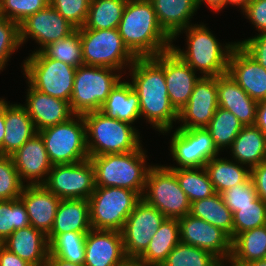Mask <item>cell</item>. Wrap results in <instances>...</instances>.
I'll return each mask as SVG.
<instances>
[{"instance_id": "f1b7e54d", "label": "cell", "mask_w": 266, "mask_h": 266, "mask_svg": "<svg viewBox=\"0 0 266 266\" xmlns=\"http://www.w3.org/2000/svg\"><path fill=\"white\" fill-rule=\"evenodd\" d=\"M233 160L249 169L266 159V136L256 126H243L229 148Z\"/></svg>"}, {"instance_id": "ffe728a7", "label": "cell", "mask_w": 266, "mask_h": 266, "mask_svg": "<svg viewBox=\"0 0 266 266\" xmlns=\"http://www.w3.org/2000/svg\"><path fill=\"white\" fill-rule=\"evenodd\" d=\"M227 73L252 99H266V69L238 44L231 51Z\"/></svg>"}, {"instance_id": "8992f818", "label": "cell", "mask_w": 266, "mask_h": 266, "mask_svg": "<svg viewBox=\"0 0 266 266\" xmlns=\"http://www.w3.org/2000/svg\"><path fill=\"white\" fill-rule=\"evenodd\" d=\"M114 68L81 65L77 67L70 108L74 114L83 115L100 111L111 90L123 78Z\"/></svg>"}, {"instance_id": "cb8c5ba5", "label": "cell", "mask_w": 266, "mask_h": 266, "mask_svg": "<svg viewBox=\"0 0 266 266\" xmlns=\"http://www.w3.org/2000/svg\"><path fill=\"white\" fill-rule=\"evenodd\" d=\"M219 107L233 113L243 126L255 125L258 101L252 99L228 73L217 77Z\"/></svg>"}, {"instance_id": "ab89813d", "label": "cell", "mask_w": 266, "mask_h": 266, "mask_svg": "<svg viewBox=\"0 0 266 266\" xmlns=\"http://www.w3.org/2000/svg\"><path fill=\"white\" fill-rule=\"evenodd\" d=\"M41 52L47 57L56 59L73 67L83 65L82 46L79 29L69 36L52 42L44 47Z\"/></svg>"}, {"instance_id": "d590c367", "label": "cell", "mask_w": 266, "mask_h": 266, "mask_svg": "<svg viewBox=\"0 0 266 266\" xmlns=\"http://www.w3.org/2000/svg\"><path fill=\"white\" fill-rule=\"evenodd\" d=\"M170 169L175 172L181 189L186 193L191 203L216 194L205 167Z\"/></svg>"}, {"instance_id": "d4e9b609", "label": "cell", "mask_w": 266, "mask_h": 266, "mask_svg": "<svg viewBox=\"0 0 266 266\" xmlns=\"http://www.w3.org/2000/svg\"><path fill=\"white\" fill-rule=\"evenodd\" d=\"M2 245L32 266L46 264L49 255L47 235L31 225L15 230Z\"/></svg>"}, {"instance_id": "3957f363", "label": "cell", "mask_w": 266, "mask_h": 266, "mask_svg": "<svg viewBox=\"0 0 266 266\" xmlns=\"http://www.w3.org/2000/svg\"><path fill=\"white\" fill-rule=\"evenodd\" d=\"M206 25L193 23L179 31L172 40L175 41L177 36L184 33L187 36V48L182 50L172 43L171 49L195 72L200 71L202 77H218L228 72L229 57L237 43L222 45Z\"/></svg>"}, {"instance_id": "603a6c76", "label": "cell", "mask_w": 266, "mask_h": 266, "mask_svg": "<svg viewBox=\"0 0 266 266\" xmlns=\"http://www.w3.org/2000/svg\"><path fill=\"white\" fill-rule=\"evenodd\" d=\"M19 198L26 206L30 225L43 231H51L61 199L43 185H25Z\"/></svg>"}, {"instance_id": "f907efd6", "label": "cell", "mask_w": 266, "mask_h": 266, "mask_svg": "<svg viewBox=\"0 0 266 266\" xmlns=\"http://www.w3.org/2000/svg\"><path fill=\"white\" fill-rule=\"evenodd\" d=\"M250 178L258 197L266 203V160L250 169Z\"/></svg>"}, {"instance_id": "9c48e42d", "label": "cell", "mask_w": 266, "mask_h": 266, "mask_svg": "<svg viewBox=\"0 0 266 266\" xmlns=\"http://www.w3.org/2000/svg\"><path fill=\"white\" fill-rule=\"evenodd\" d=\"M21 67L34 89L70 102L76 67L47 58L41 51L30 53Z\"/></svg>"}, {"instance_id": "681fc988", "label": "cell", "mask_w": 266, "mask_h": 266, "mask_svg": "<svg viewBox=\"0 0 266 266\" xmlns=\"http://www.w3.org/2000/svg\"><path fill=\"white\" fill-rule=\"evenodd\" d=\"M242 13L259 34L266 33V0H251Z\"/></svg>"}, {"instance_id": "2e32d148", "label": "cell", "mask_w": 266, "mask_h": 266, "mask_svg": "<svg viewBox=\"0 0 266 266\" xmlns=\"http://www.w3.org/2000/svg\"><path fill=\"white\" fill-rule=\"evenodd\" d=\"M75 30L72 24L49 5L29 16L19 25L20 44L22 47L28 38L33 39L40 47L32 53L39 52L48 44L69 36Z\"/></svg>"}, {"instance_id": "5bb4252c", "label": "cell", "mask_w": 266, "mask_h": 266, "mask_svg": "<svg viewBox=\"0 0 266 266\" xmlns=\"http://www.w3.org/2000/svg\"><path fill=\"white\" fill-rule=\"evenodd\" d=\"M166 217L143 199L135 206L121 231L128 259H137L148 247L152 236Z\"/></svg>"}, {"instance_id": "7c38bea8", "label": "cell", "mask_w": 266, "mask_h": 266, "mask_svg": "<svg viewBox=\"0 0 266 266\" xmlns=\"http://www.w3.org/2000/svg\"><path fill=\"white\" fill-rule=\"evenodd\" d=\"M61 200L89 199L95 190L94 168L90 159L51 167L42 184Z\"/></svg>"}, {"instance_id": "8fae6325", "label": "cell", "mask_w": 266, "mask_h": 266, "mask_svg": "<svg viewBox=\"0 0 266 266\" xmlns=\"http://www.w3.org/2000/svg\"><path fill=\"white\" fill-rule=\"evenodd\" d=\"M142 199L166 218L179 219L190 213L191 202L181 189L175 172L165 165H153L148 172Z\"/></svg>"}, {"instance_id": "7bdbcfd3", "label": "cell", "mask_w": 266, "mask_h": 266, "mask_svg": "<svg viewBox=\"0 0 266 266\" xmlns=\"http://www.w3.org/2000/svg\"><path fill=\"white\" fill-rule=\"evenodd\" d=\"M24 184L10 155H0V200L18 199Z\"/></svg>"}, {"instance_id": "680465c9", "label": "cell", "mask_w": 266, "mask_h": 266, "mask_svg": "<svg viewBox=\"0 0 266 266\" xmlns=\"http://www.w3.org/2000/svg\"><path fill=\"white\" fill-rule=\"evenodd\" d=\"M122 266H154V265H148V264H143L136 259H129L124 265Z\"/></svg>"}, {"instance_id": "11a10c76", "label": "cell", "mask_w": 266, "mask_h": 266, "mask_svg": "<svg viewBox=\"0 0 266 266\" xmlns=\"http://www.w3.org/2000/svg\"><path fill=\"white\" fill-rule=\"evenodd\" d=\"M5 136V99L0 97V155H2V144Z\"/></svg>"}, {"instance_id": "30bf717a", "label": "cell", "mask_w": 266, "mask_h": 266, "mask_svg": "<svg viewBox=\"0 0 266 266\" xmlns=\"http://www.w3.org/2000/svg\"><path fill=\"white\" fill-rule=\"evenodd\" d=\"M38 133L44 140L52 165L72 164L89 158L83 115L74 114L68 120Z\"/></svg>"}, {"instance_id": "f546056e", "label": "cell", "mask_w": 266, "mask_h": 266, "mask_svg": "<svg viewBox=\"0 0 266 266\" xmlns=\"http://www.w3.org/2000/svg\"><path fill=\"white\" fill-rule=\"evenodd\" d=\"M163 30L173 38L190 26L198 8L195 0H150Z\"/></svg>"}, {"instance_id": "e0dca14e", "label": "cell", "mask_w": 266, "mask_h": 266, "mask_svg": "<svg viewBox=\"0 0 266 266\" xmlns=\"http://www.w3.org/2000/svg\"><path fill=\"white\" fill-rule=\"evenodd\" d=\"M218 107L217 77L201 76L188 103L178 111L177 128H206Z\"/></svg>"}, {"instance_id": "f5cc1de1", "label": "cell", "mask_w": 266, "mask_h": 266, "mask_svg": "<svg viewBox=\"0 0 266 266\" xmlns=\"http://www.w3.org/2000/svg\"><path fill=\"white\" fill-rule=\"evenodd\" d=\"M255 125L266 136V99L258 101Z\"/></svg>"}, {"instance_id": "816d5d0a", "label": "cell", "mask_w": 266, "mask_h": 266, "mask_svg": "<svg viewBox=\"0 0 266 266\" xmlns=\"http://www.w3.org/2000/svg\"><path fill=\"white\" fill-rule=\"evenodd\" d=\"M0 266H32L28 262L21 259L19 256L5 248L0 247Z\"/></svg>"}, {"instance_id": "6da1fadb", "label": "cell", "mask_w": 266, "mask_h": 266, "mask_svg": "<svg viewBox=\"0 0 266 266\" xmlns=\"http://www.w3.org/2000/svg\"><path fill=\"white\" fill-rule=\"evenodd\" d=\"M129 81L139 96L140 117L160 133H170L178 121L164 77V52L155 57L136 58L129 67Z\"/></svg>"}, {"instance_id": "74e56055", "label": "cell", "mask_w": 266, "mask_h": 266, "mask_svg": "<svg viewBox=\"0 0 266 266\" xmlns=\"http://www.w3.org/2000/svg\"><path fill=\"white\" fill-rule=\"evenodd\" d=\"M86 234L70 231L57 235L49 243V254L83 265L85 260Z\"/></svg>"}, {"instance_id": "4316f807", "label": "cell", "mask_w": 266, "mask_h": 266, "mask_svg": "<svg viewBox=\"0 0 266 266\" xmlns=\"http://www.w3.org/2000/svg\"><path fill=\"white\" fill-rule=\"evenodd\" d=\"M91 229L88 199L61 200L47 239L50 243L59 234L70 231L88 233Z\"/></svg>"}, {"instance_id": "4dcf8cb0", "label": "cell", "mask_w": 266, "mask_h": 266, "mask_svg": "<svg viewBox=\"0 0 266 266\" xmlns=\"http://www.w3.org/2000/svg\"><path fill=\"white\" fill-rule=\"evenodd\" d=\"M179 242L178 219L166 218L152 236L146 250L136 260L143 264L160 266Z\"/></svg>"}, {"instance_id": "60d3db41", "label": "cell", "mask_w": 266, "mask_h": 266, "mask_svg": "<svg viewBox=\"0 0 266 266\" xmlns=\"http://www.w3.org/2000/svg\"><path fill=\"white\" fill-rule=\"evenodd\" d=\"M29 225L26 206L20 198L0 200V240L2 242L15 230Z\"/></svg>"}, {"instance_id": "4fadbf2b", "label": "cell", "mask_w": 266, "mask_h": 266, "mask_svg": "<svg viewBox=\"0 0 266 266\" xmlns=\"http://www.w3.org/2000/svg\"><path fill=\"white\" fill-rule=\"evenodd\" d=\"M170 152L177 166L168 168H201L220 152L206 128H176L171 135Z\"/></svg>"}, {"instance_id": "9f6ffc18", "label": "cell", "mask_w": 266, "mask_h": 266, "mask_svg": "<svg viewBox=\"0 0 266 266\" xmlns=\"http://www.w3.org/2000/svg\"><path fill=\"white\" fill-rule=\"evenodd\" d=\"M46 264L48 266H84L77 263L69 262L66 260H63L57 256H53L52 254L48 255Z\"/></svg>"}, {"instance_id": "277c9868", "label": "cell", "mask_w": 266, "mask_h": 266, "mask_svg": "<svg viewBox=\"0 0 266 266\" xmlns=\"http://www.w3.org/2000/svg\"><path fill=\"white\" fill-rule=\"evenodd\" d=\"M143 146L128 153L105 154L89 157L94 168L95 186L120 187L144 193L147 175L153 164Z\"/></svg>"}, {"instance_id": "e575fe53", "label": "cell", "mask_w": 266, "mask_h": 266, "mask_svg": "<svg viewBox=\"0 0 266 266\" xmlns=\"http://www.w3.org/2000/svg\"><path fill=\"white\" fill-rule=\"evenodd\" d=\"M127 0H91L86 22L81 28H118Z\"/></svg>"}, {"instance_id": "7dc6e473", "label": "cell", "mask_w": 266, "mask_h": 266, "mask_svg": "<svg viewBox=\"0 0 266 266\" xmlns=\"http://www.w3.org/2000/svg\"><path fill=\"white\" fill-rule=\"evenodd\" d=\"M220 195L233 214L239 210V207L251 205V202L258 197L250 177L244 183L226 189Z\"/></svg>"}, {"instance_id": "9a60e30c", "label": "cell", "mask_w": 266, "mask_h": 266, "mask_svg": "<svg viewBox=\"0 0 266 266\" xmlns=\"http://www.w3.org/2000/svg\"><path fill=\"white\" fill-rule=\"evenodd\" d=\"M180 242L211 252L220 261H229L232 239L222 229L186 214L178 219Z\"/></svg>"}, {"instance_id": "d6986e66", "label": "cell", "mask_w": 266, "mask_h": 266, "mask_svg": "<svg viewBox=\"0 0 266 266\" xmlns=\"http://www.w3.org/2000/svg\"><path fill=\"white\" fill-rule=\"evenodd\" d=\"M10 156L21 181L26 185H42L53 166L39 133Z\"/></svg>"}, {"instance_id": "ba28073f", "label": "cell", "mask_w": 266, "mask_h": 266, "mask_svg": "<svg viewBox=\"0 0 266 266\" xmlns=\"http://www.w3.org/2000/svg\"><path fill=\"white\" fill-rule=\"evenodd\" d=\"M141 199L136 191L96 186L88 199L92 229L121 232L127 217Z\"/></svg>"}, {"instance_id": "ee69618b", "label": "cell", "mask_w": 266, "mask_h": 266, "mask_svg": "<svg viewBox=\"0 0 266 266\" xmlns=\"http://www.w3.org/2000/svg\"><path fill=\"white\" fill-rule=\"evenodd\" d=\"M50 5V0H0V15L20 25Z\"/></svg>"}, {"instance_id": "1f68e13d", "label": "cell", "mask_w": 266, "mask_h": 266, "mask_svg": "<svg viewBox=\"0 0 266 266\" xmlns=\"http://www.w3.org/2000/svg\"><path fill=\"white\" fill-rule=\"evenodd\" d=\"M262 259H266V225L244 231L232 240L228 263L243 266Z\"/></svg>"}, {"instance_id": "83f0119b", "label": "cell", "mask_w": 266, "mask_h": 266, "mask_svg": "<svg viewBox=\"0 0 266 266\" xmlns=\"http://www.w3.org/2000/svg\"><path fill=\"white\" fill-rule=\"evenodd\" d=\"M100 111L109 118L125 121L132 125L137 120L139 121L141 118L139 96L129 80L126 81L122 78L116 84Z\"/></svg>"}, {"instance_id": "8d00e7d4", "label": "cell", "mask_w": 266, "mask_h": 266, "mask_svg": "<svg viewBox=\"0 0 266 266\" xmlns=\"http://www.w3.org/2000/svg\"><path fill=\"white\" fill-rule=\"evenodd\" d=\"M242 128L243 124L239 119L233 113L221 107L217 108L209 125L206 127L220 153L222 150H227V148L231 147L232 142Z\"/></svg>"}, {"instance_id": "db71d44e", "label": "cell", "mask_w": 266, "mask_h": 266, "mask_svg": "<svg viewBox=\"0 0 266 266\" xmlns=\"http://www.w3.org/2000/svg\"><path fill=\"white\" fill-rule=\"evenodd\" d=\"M205 3L211 11L220 12L225 8V0H195L196 6L199 9L200 6Z\"/></svg>"}, {"instance_id": "f35d334b", "label": "cell", "mask_w": 266, "mask_h": 266, "mask_svg": "<svg viewBox=\"0 0 266 266\" xmlns=\"http://www.w3.org/2000/svg\"><path fill=\"white\" fill-rule=\"evenodd\" d=\"M220 262L207 250L179 242L160 266H217Z\"/></svg>"}, {"instance_id": "52a82bcc", "label": "cell", "mask_w": 266, "mask_h": 266, "mask_svg": "<svg viewBox=\"0 0 266 266\" xmlns=\"http://www.w3.org/2000/svg\"><path fill=\"white\" fill-rule=\"evenodd\" d=\"M83 65L114 68L126 74L136 57L123 42L117 28H79ZM126 69V70H124Z\"/></svg>"}, {"instance_id": "484cf974", "label": "cell", "mask_w": 266, "mask_h": 266, "mask_svg": "<svg viewBox=\"0 0 266 266\" xmlns=\"http://www.w3.org/2000/svg\"><path fill=\"white\" fill-rule=\"evenodd\" d=\"M37 132L23 104H10L5 100V136L2 155H11Z\"/></svg>"}, {"instance_id": "94428289", "label": "cell", "mask_w": 266, "mask_h": 266, "mask_svg": "<svg viewBox=\"0 0 266 266\" xmlns=\"http://www.w3.org/2000/svg\"><path fill=\"white\" fill-rule=\"evenodd\" d=\"M227 264H228L227 261H226V263H225V261H221L217 266H228ZM229 264H230L229 266H235V265H233L231 263H229Z\"/></svg>"}, {"instance_id": "f6af8a7d", "label": "cell", "mask_w": 266, "mask_h": 266, "mask_svg": "<svg viewBox=\"0 0 266 266\" xmlns=\"http://www.w3.org/2000/svg\"><path fill=\"white\" fill-rule=\"evenodd\" d=\"M20 46L19 25L0 15V72Z\"/></svg>"}, {"instance_id": "91938a15", "label": "cell", "mask_w": 266, "mask_h": 266, "mask_svg": "<svg viewBox=\"0 0 266 266\" xmlns=\"http://www.w3.org/2000/svg\"><path fill=\"white\" fill-rule=\"evenodd\" d=\"M243 266H266V259L252 261L247 264H244Z\"/></svg>"}, {"instance_id": "b9f144b4", "label": "cell", "mask_w": 266, "mask_h": 266, "mask_svg": "<svg viewBox=\"0 0 266 266\" xmlns=\"http://www.w3.org/2000/svg\"><path fill=\"white\" fill-rule=\"evenodd\" d=\"M266 225V203L257 197L233 214V239L240 233Z\"/></svg>"}, {"instance_id": "7402d4cb", "label": "cell", "mask_w": 266, "mask_h": 266, "mask_svg": "<svg viewBox=\"0 0 266 266\" xmlns=\"http://www.w3.org/2000/svg\"><path fill=\"white\" fill-rule=\"evenodd\" d=\"M26 91V103L23 106L31 117L37 132L62 123L74 115L68 101L42 93L29 83Z\"/></svg>"}, {"instance_id": "bcb514c9", "label": "cell", "mask_w": 266, "mask_h": 266, "mask_svg": "<svg viewBox=\"0 0 266 266\" xmlns=\"http://www.w3.org/2000/svg\"><path fill=\"white\" fill-rule=\"evenodd\" d=\"M91 0H50V5L76 29L84 26Z\"/></svg>"}, {"instance_id": "44dd1931", "label": "cell", "mask_w": 266, "mask_h": 266, "mask_svg": "<svg viewBox=\"0 0 266 266\" xmlns=\"http://www.w3.org/2000/svg\"><path fill=\"white\" fill-rule=\"evenodd\" d=\"M164 77L169 100L179 111L189 101L195 84L201 78L172 49L164 52Z\"/></svg>"}, {"instance_id": "c3c4849f", "label": "cell", "mask_w": 266, "mask_h": 266, "mask_svg": "<svg viewBox=\"0 0 266 266\" xmlns=\"http://www.w3.org/2000/svg\"><path fill=\"white\" fill-rule=\"evenodd\" d=\"M256 34L236 43L266 69V33Z\"/></svg>"}, {"instance_id": "6f0895ef", "label": "cell", "mask_w": 266, "mask_h": 266, "mask_svg": "<svg viewBox=\"0 0 266 266\" xmlns=\"http://www.w3.org/2000/svg\"><path fill=\"white\" fill-rule=\"evenodd\" d=\"M250 1L251 0H225V7L227 8V6L231 4L232 6H237L240 8V12H242Z\"/></svg>"}, {"instance_id": "ac0fdd59", "label": "cell", "mask_w": 266, "mask_h": 266, "mask_svg": "<svg viewBox=\"0 0 266 266\" xmlns=\"http://www.w3.org/2000/svg\"><path fill=\"white\" fill-rule=\"evenodd\" d=\"M128 260L120 231L91 229L86 234L84 266H122Z\"/></svg>"}, {"instance_id": "d6a6232c", "label": "cell", "mask_w": 266, "mask_h": 266, "mask_svg": "<svg viewBox=\"0 0 266 266\" xmlns=\"http://www.w3.org/2000/svg\"><path fill=\"white\" fill-rule=\"evenodd\" d=\"M216 156L205 164V169L216 193L244 183L250 177V169L232 158ZM232 160V161H231Z\"/></svg>"}, {"instance_id": "7a4b0ae2", "label": "cell", "mask_w": 266, "mask_h": 266, "mask_svg": "<svg viewBox=\"0 0 266 266\" xmlns=\"http://www.w3.org/2000/svg\"><path fill=\"white\" fill-rule=\"evenodd\" d=\"M117 29L136 58L155 57L174 42L159 24L150 0H127Z\"/></svg>"}, {"instance_id": "5b68a950", "label": "cell", "mask_w": 266, "mask_h": 266, "mask_svg": "<svg viewBox=\"0 0 266 266\" xmlns=\"http://www.w3.org/2000/svg\"><path fill=\"white\" fill-rule=\"evenodd\" d=\"M89 157L128 153L142 146L140 132L132 124L107 117L101 111L83 114Z\"/></svg>"}, {"instance_id": "836d02e7", "label": "cell", "mask_w": 266, "mask_h": 266, "mask_svg": "<svg viewBox=\"0 0 266 266\" xmlns=\"http://www.w3.org/2000/svg\"><path fill=\"white\" fill-rule=\"evenodd\" d=\"M189 214L222 229L233 240V213L219 193L192 202Z\"/></svg>"}]
</instances>
